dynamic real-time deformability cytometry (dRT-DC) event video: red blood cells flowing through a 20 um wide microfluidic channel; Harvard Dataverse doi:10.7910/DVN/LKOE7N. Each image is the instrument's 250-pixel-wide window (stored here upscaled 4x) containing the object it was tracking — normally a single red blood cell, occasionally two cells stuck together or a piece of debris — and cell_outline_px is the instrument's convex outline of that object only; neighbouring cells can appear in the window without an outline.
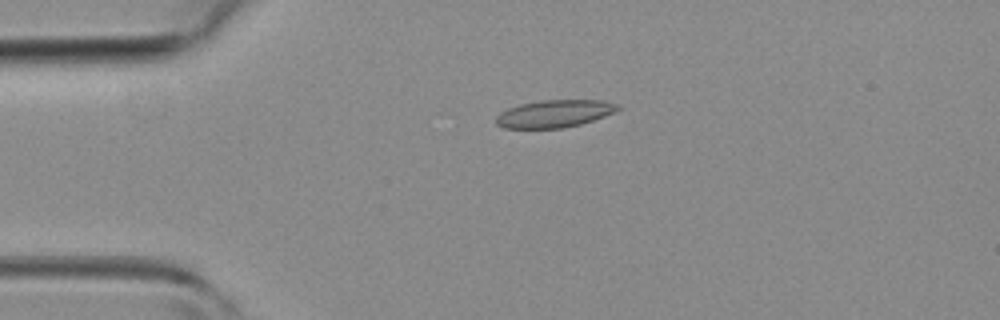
{"species": "common noctule bat (a hibernating species)", "species_latin": "Nyctalus noctula", "temperature_condition": "room temperature", "stored_images_in_passage": 38, "camera_frame_rate_fps": 3000, "um_per_image_px": 0.085, "animal": {"sex": "female", "body_mass_g": 19.3, "forearm_length_mm": 54.1}, "frame": {"image": 1, "passage_image": 4, "time_ms": 1.0, "image_size_px": [1000, 320], "cell_outline_px": [[620, 108], [616, 112], [580, 124], [560, 128], [504, 128], [496, 124], [496, 116], [500, 112], [508, 108], [520, 104], [540, 100], [604, 100], [616, 104]], "centroid_in_image_um": [47.11, 9.65], "position_along_channel_um": 37.9, "area_um2": 19.42}}
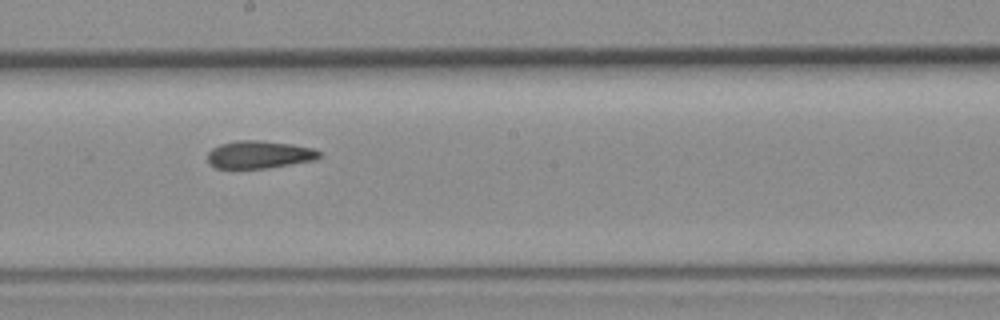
{"frame": {"image": 2, "passage_image": 18, "time_ms": 5.667, "image_size_px": [1000, 320], "cell_outline_px": [[320, 156], [316, 160], [268, 168], [216, 168], [208, 164], [208, 152], [212, 148], [220, 144], [236, 140], [256, 140], [292, 144], [312, 148], [320, 152]], "centroid_in_image_um": [22.01, 13.14], "position_along_channel_um": 226.2, "area_um2": 18.03}}
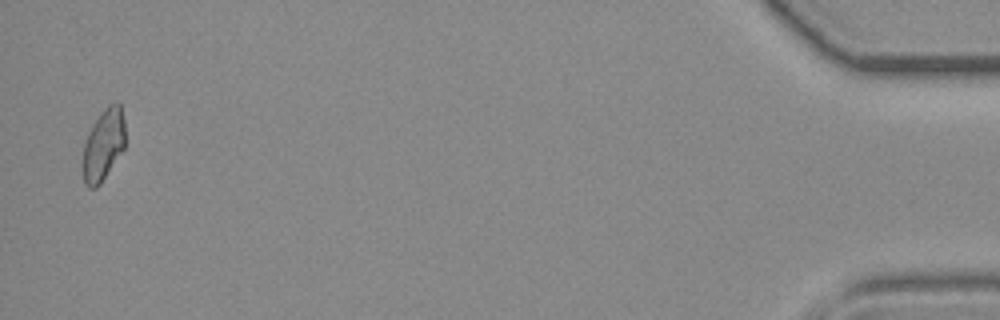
{"frame": {"image": 3, "passage_image": 37, "time_ms": 12.0, "image_size_px": [1000, 320], "cell_outline_px": [[124, 148], [100, 184], [96, 188], [88, 188], [84, 184], [80, 164], [84, 144], [88, 132], [92, 124], [104, 108], [108, 104], [120, 104], [124, 120]], "centroid_in_image_um": [8.73, 12.36], "position_along_channel_um": 426.5, "area_um2": 17.92}}